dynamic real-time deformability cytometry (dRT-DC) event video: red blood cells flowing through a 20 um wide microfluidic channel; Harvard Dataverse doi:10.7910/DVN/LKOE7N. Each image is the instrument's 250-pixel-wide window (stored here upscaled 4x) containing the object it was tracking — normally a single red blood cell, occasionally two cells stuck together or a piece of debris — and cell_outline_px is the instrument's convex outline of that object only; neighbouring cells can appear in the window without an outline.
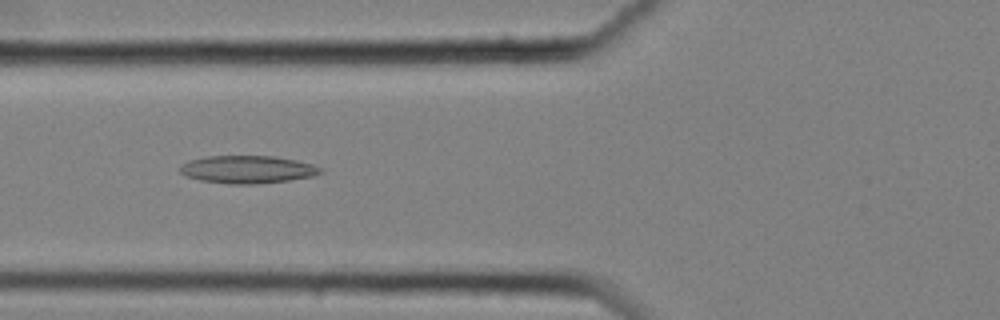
{"species": "common noctule bat (a hibernating species)", "species_latin": "Nyctalus noctula", "temperature_condition": "cold", "stored_images_in_passage": 38, "camera_frame_rate_fps": 3000, "um_per_image_px": 0.085, "animal": {"sex": "female", "body_mass_g": 25.1}, "frame": {"image": 1, "passage_image": 16, "time_ms": 5.0, "image_size_px": [1000, 320], "cell_outline_px": [[324, 172], [312, 176], [288, 180], [256, 184], [232, 184], [200, 180], [188, 176], [180, 172], [180, 164], [188, 160], [208, 156], [272, 156], [296, 160], [312, 164], [324, 168]], "centroid_in_image_um": [21.05, 14.4], "position_along_channel_um": 104.7, "area_um2": 22.66}}
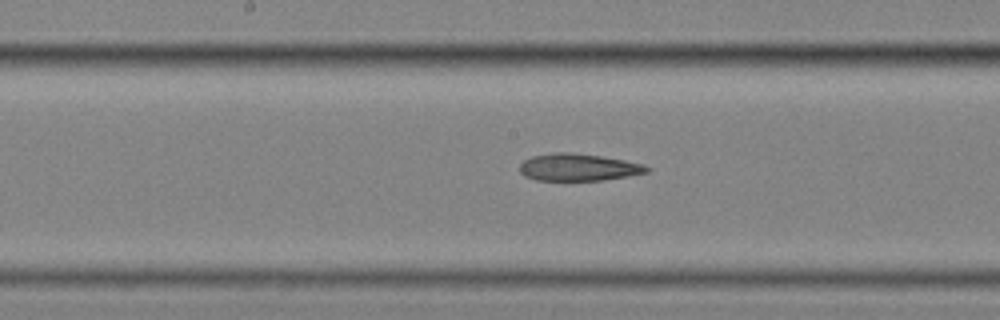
{"frame": {"image": 2, "passage_image": 24, "time_ms": 7.667, "image_size_px": [1000, 320], "cell_outline_px": [[652, 168], [648, 172], [604, 180], [536, 180], [524, 176], [520, 172], [520, 164], [524, 160], [532, 156], [552, 152], [572, 152], [600, 156], [624, 160], [644, 164]], "centroid_in_image_um": [49.15, 14.21], "position_along_channel_um": 199.0, "area_um2": 20.17}}
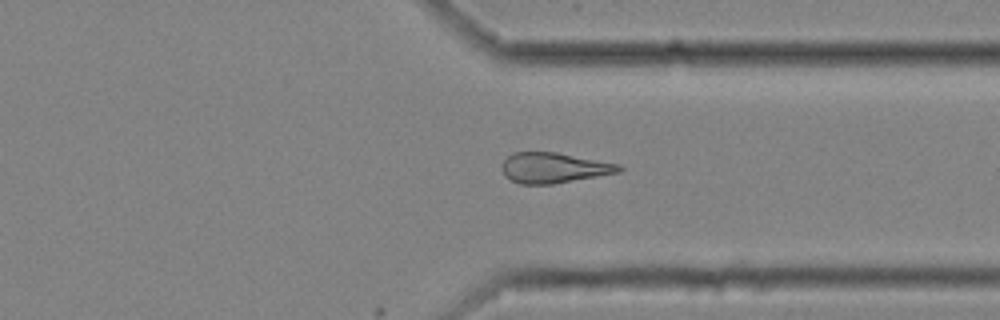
{"frame": {"image": 3, "passage_image": 38, "time_ms": 12.333, "image_size_px": [1000, 320], "cell_outline_px": [[624, 168], [620, 172], [552, 184], [520, 184], [504, 176], [500, 168], [504, 160], [512, 152], [556, 152], [620, 164]], "centroid_in_image_um": [47.05, 14.26], "position_along_channel_um": 364.3, "area_um2": 20.75}}